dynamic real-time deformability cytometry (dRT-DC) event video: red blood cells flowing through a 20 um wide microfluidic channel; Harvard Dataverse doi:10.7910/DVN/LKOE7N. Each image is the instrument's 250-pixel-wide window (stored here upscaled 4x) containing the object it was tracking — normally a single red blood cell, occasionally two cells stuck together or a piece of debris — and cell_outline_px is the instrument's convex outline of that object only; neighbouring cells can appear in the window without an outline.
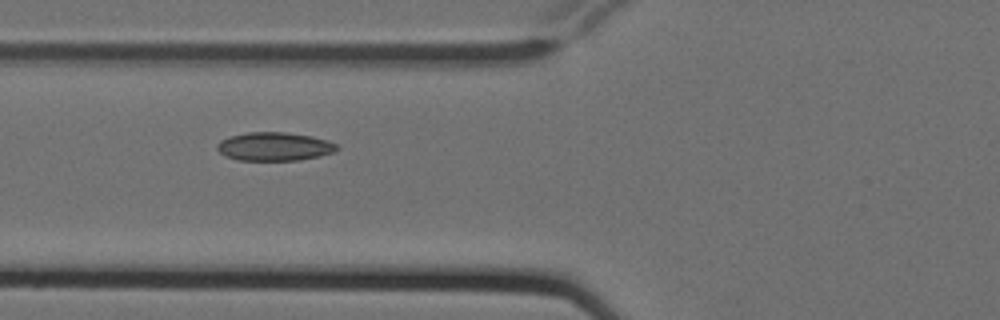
{"species": "Egyptian fruit bat (a non-hibernating species)", "species_latin": "Rousettus aegyptiacus", "temperature_condition": "cold", "stored_images_in_passage": 3, "camera_frame_rate_fps": 3000, "um_per_image_px": 0.085, "animal": {"sex": "female"}, "frame": {"image": 1, "passage_image": 2, "time_ms": 0.333, "image_size_px": [1000, 320], "cell_outline_px": [[340, 148], [332, 152], [320, 156], [300, 160], [236, 160], [224, 156], [216, 148], [216, 144], [220, 140], [232, 136], [248, 132], [284, 132], [312, 136], [328, 140], [336, 144]], "centroid_in_image_um": [23.31, 12.46], "position_along_channel_um": 102.5, "area_um2": 19.94}}
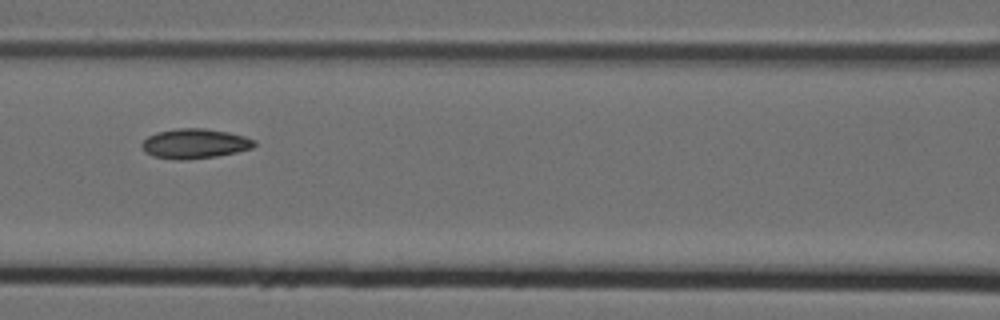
{"frame": {"image": 2, "passage_image": 3, "time_ms": 0.667, "image_size_px": [1000, 320], "cell_outline_px": [[256, 144], [252, 148], [236, 152], [216, 156], [184, 160], [176, 160], [152, 156], [144, 152], [140, 144], [148, 136], [156, 132], [176, 128], [204, 128], [228, 132], [244, 136], [256, 140]], "centroid_in_image_um": [16.52, 12.2], "position_along_channel_um": 150.1, "area_um2": 19.65}}